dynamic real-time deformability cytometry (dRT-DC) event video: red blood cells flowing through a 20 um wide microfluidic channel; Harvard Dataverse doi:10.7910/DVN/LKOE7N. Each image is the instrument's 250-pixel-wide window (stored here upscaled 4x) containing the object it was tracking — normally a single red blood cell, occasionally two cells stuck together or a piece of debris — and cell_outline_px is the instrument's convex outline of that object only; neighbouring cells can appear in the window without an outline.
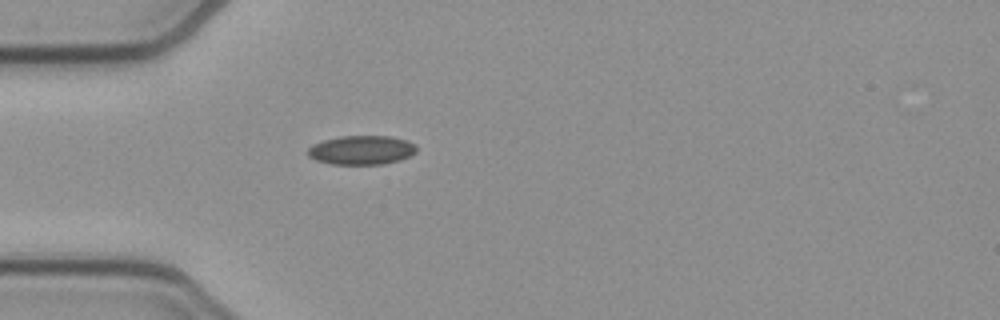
{"species": "common noctule bat (a hibernating species)", "species_latin": "Nyctalus noctula", "temperature_condition": "cold", "stored_images_in_passage": 24, "camera_frame_rate_fps": 3000, "um_per_image_px": 0.085, "animal": {"sex": "female", "body_mass_g": 21.9}, "frame": {"image": 1, "passage_image": 1, "time_ms": 0.0, "image_size_px": [1000, 320], "cell_outline_px": [[416, 152], [400, 160], [384, 164], [332, 164], [316, 160], [308, 156], [308, 148], [312, 144], [324, 140], [340, 136], [392, 136], [408, 140], [416, 144]], "centroid_in_image_um": [30.74, 12.75], "position_along_channel_um": 54.3, "area_um2": 18.5}}
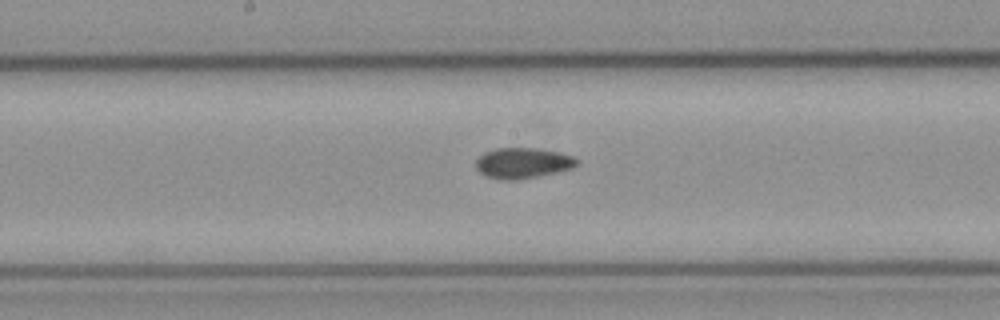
{"frame": {"image": 2, "passage_image": 13, "time_ms": 4.0, "image_size_px": [1000, 320], "cell_outline_px": [[580, 160], [572, 168], [536, 176], [516, 180], [500, 180], [484, 176], [476, 168], [476, 160], [484, 152], [496, 148], [532, 148], [560, 152], [572, 156]], "centroid_in_image_um": [44.4, 13.86], "position_along_channel_um": 203.8, "area_um2": 17.92}}
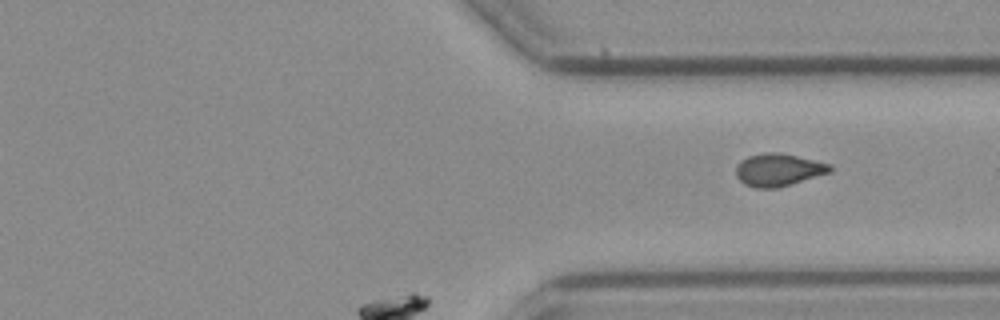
{"frame": {"image": 3, "passage_image": 24, "time_ms": 7.667, "image_size_px": [1000, 320], "cell_outline_px": [[832, 172], [792, 184], [776, 188], [756, 188], [744, 184], [736, 176], [736, 164], [740, 160], [748, 156], [768, 152], [780, 152], [832, 164]], "centroid_in_image_um": [66.17, 14.43], "position_along_channel_um": 345.2, "area_um2": 18.03}}